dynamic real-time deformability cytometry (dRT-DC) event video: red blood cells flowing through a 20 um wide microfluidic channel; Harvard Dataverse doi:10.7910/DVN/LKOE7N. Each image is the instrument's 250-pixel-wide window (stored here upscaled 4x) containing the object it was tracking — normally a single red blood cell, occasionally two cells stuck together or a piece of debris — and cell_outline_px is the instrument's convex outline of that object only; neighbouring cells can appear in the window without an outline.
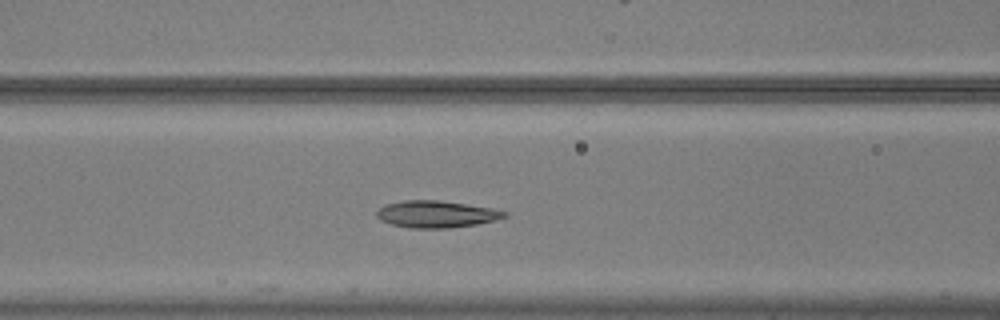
{"species": "common noctule bat (a hibernating species)", "species_latin": "Nyctalus noctula", "temperature_condition": "warm", "stored_images_in_passage": 9, "camera_frame_rate_fps": 3000, "um_per_image_px": 0.085, "animal": {"sex": "male", "body_mass_g": 20.5, "forearm_length_mm": 52.5}, "frame": {"image": 1, "passage_image": 9, "time_ms": 2.667, "image_size_px": [1000, 320], "cell_outline_px": [[508, 216], [496, 220], [476, 224], [448, 228], [408, 228], [392, 224], [380, 220], [376, 216], [376, 212], [384, 204], [404, 200], [440, 200], [492, 208], [508, 212]], "centroid_in_image_um": [37.08, 18.2], "position_along_channel_um": 129.5, "area_um2": 20.11}}